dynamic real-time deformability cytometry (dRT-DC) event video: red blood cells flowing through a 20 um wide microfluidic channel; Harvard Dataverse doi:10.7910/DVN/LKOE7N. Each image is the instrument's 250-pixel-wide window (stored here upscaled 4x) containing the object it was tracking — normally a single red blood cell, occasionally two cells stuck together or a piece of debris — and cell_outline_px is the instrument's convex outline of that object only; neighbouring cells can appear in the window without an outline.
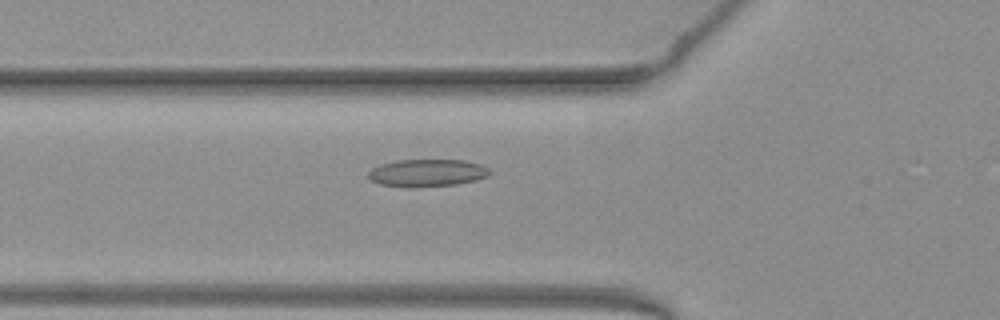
{"species": "common noctule bat (a hibernating species)", "species_latin": "Nyctalus noctula", "temperature_condition": "warm", "stored_images_in_passage": 45, "camera_frame_rate_fps": 3000, "um_per_image_px": 0.085, "animal": {"sex": "female", "body_mass_g": 19.3, "forearm_length_mm": 54.1}, "frame": {"image": 1, "passage_image": 19, "time_ms": 6.0, "image_size_px": [1000, 320], "cell_outline_px": [[492, 172], [488, 176], [476, 180], [456, 184], [380, 184], [372, 180], [368, 176], [368, 172], [372, 168], [380, 164], [396, 160], [464, 160], [480, 164], [488, 168]], "centroid_in_image_um": [36.37, 14.63], "position_along_channel_um": 89.4, "area_um2": 18.38}}
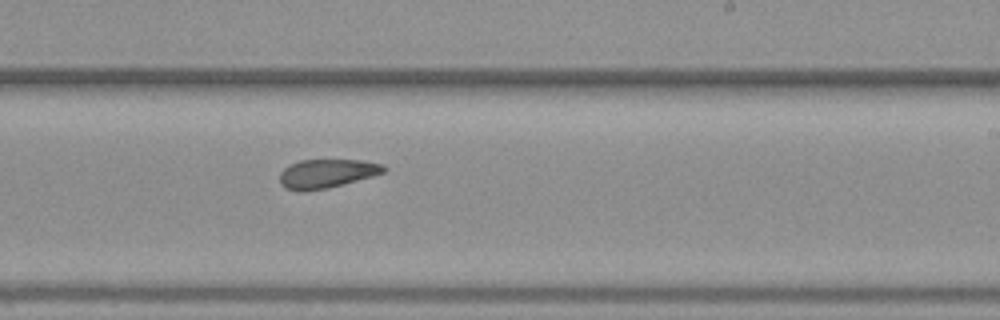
{"frame": {"image": 2, "passage_image": 32, "time_ms": 10.333, "image_size_px": [1000, 320], "cell_outline_px": [[388, 168], [384, 172], [372, 176], [344, 184], [328, 188], [304, 192], [300, 192], [284, 188], [280, 184], [280, 172], [284, 168], [300, 160], [360, 160], [384, 164]], "centroid_in_image_um": [27.76, 14.76], "position_along_channel_um": 261.2, "area_um2": 17.63}}
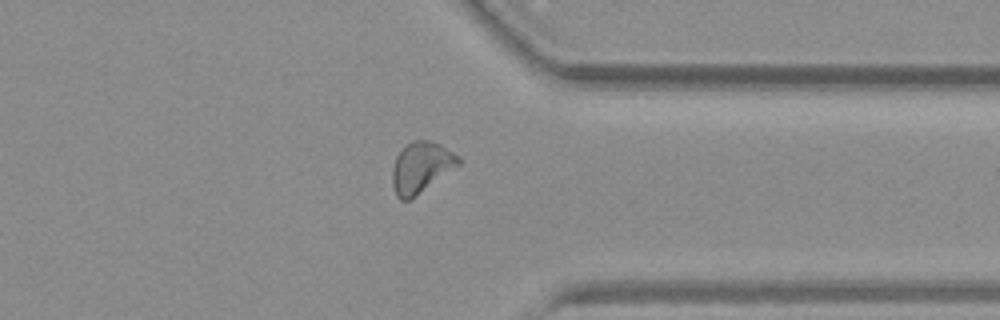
{"frame": {"image": 3, "passage_image": 41, "time_ms": 13.333, "image_size_px": [1000, 320], "cell_outline_px": [[460, 164], [408, 200], [400, 200], [396, 196], [392, 184], [392, 168], [396, 156], [412, 140], [428, 140], [440, 144], [460, 156]], "centroid_in_image_um": [35.78, 14.2], "position_along_channel_um": 375.6, "area_um2": 19.19}, "authors_computed_cell_mechanics": {"area_um2": 18.8428, "velocity_mm_per_s": 3.9595, "shape_relaxation_time_tau1_ms": null, "shape_relaxation_time_tau2_ms": 2.5581, "deformation_change_tau1": null, "deformation_change_tau2": 0.1013}}